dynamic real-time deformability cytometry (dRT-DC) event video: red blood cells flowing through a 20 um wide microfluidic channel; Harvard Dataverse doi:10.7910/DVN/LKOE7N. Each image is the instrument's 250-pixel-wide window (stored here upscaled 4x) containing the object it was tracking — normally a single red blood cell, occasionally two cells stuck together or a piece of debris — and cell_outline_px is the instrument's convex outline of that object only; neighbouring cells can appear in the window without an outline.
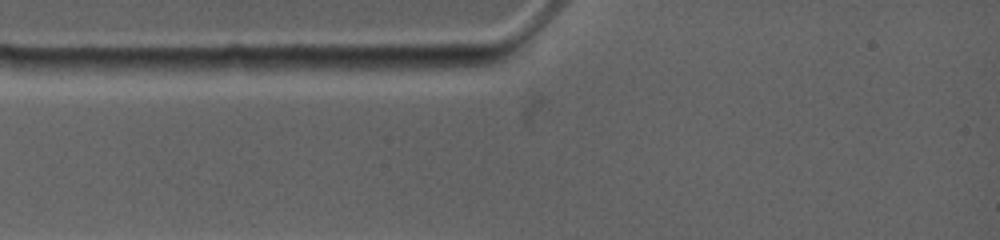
{"species": "common noctule bat (a hibernating species)", "species_latin": "Nyctalus noctula", "temperature_condition": "warm", "stored_images_in_passage": 3, "camera_frame_rate_fps": 4500, "um_per_image_px": 0.085, "animal": {"sex": "female", "body_mass_g": 19.0, "forearm_length_mm": 53.3}, "frame": {"image": 1, "passage_image": 1, "time_ms": 0.0, "image_size_px": [1000, 240], "cell_outline_px": [[260, 68], [248, 76], [92, 68], [88, 60], [92, 56], [244, 56]], "centroid_in_image_um": [15.17, 5.46], "position_along_channel_um": 69.8, "area_um2": 18.9}}